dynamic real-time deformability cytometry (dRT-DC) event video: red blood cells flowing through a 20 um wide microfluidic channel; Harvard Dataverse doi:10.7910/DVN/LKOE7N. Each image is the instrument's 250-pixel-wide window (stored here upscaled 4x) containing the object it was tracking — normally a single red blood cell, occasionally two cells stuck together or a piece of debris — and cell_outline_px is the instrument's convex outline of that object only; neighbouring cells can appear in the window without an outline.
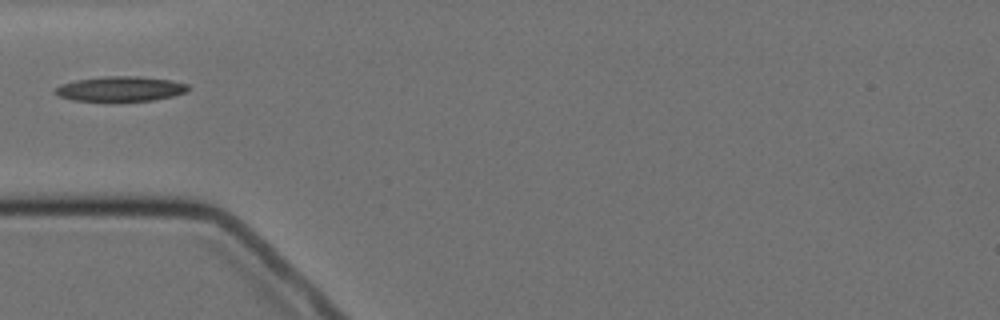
{"species": "Egyptian fruit bat (a non-hibernating species)", "species_latin": "Rousettus aegyptiacus", "temperature_condition": "cold", "stored_images_in_passage": 1, "camera_frame_rate_fps": 3000, "um_per_image_px": 0.085, "animal": {"sex": "female"}, "frame": {"image": 1, "passage_image": 1, "time_ms": 0.0, "image_size_px": [1000, 320], "cell_outline_px": [[188, 92], [172, 96], [152, 100], [72, 100], [60, 96], [52, 92], [52, 88], [60, 84], [76, 80], [104, 76], [140, 76], [172, 80], [188, 84]], "centroid_in_image_um": [10.21, 7.53], "position_along_channel_um": 74.8, "area_um2": 19.25}}